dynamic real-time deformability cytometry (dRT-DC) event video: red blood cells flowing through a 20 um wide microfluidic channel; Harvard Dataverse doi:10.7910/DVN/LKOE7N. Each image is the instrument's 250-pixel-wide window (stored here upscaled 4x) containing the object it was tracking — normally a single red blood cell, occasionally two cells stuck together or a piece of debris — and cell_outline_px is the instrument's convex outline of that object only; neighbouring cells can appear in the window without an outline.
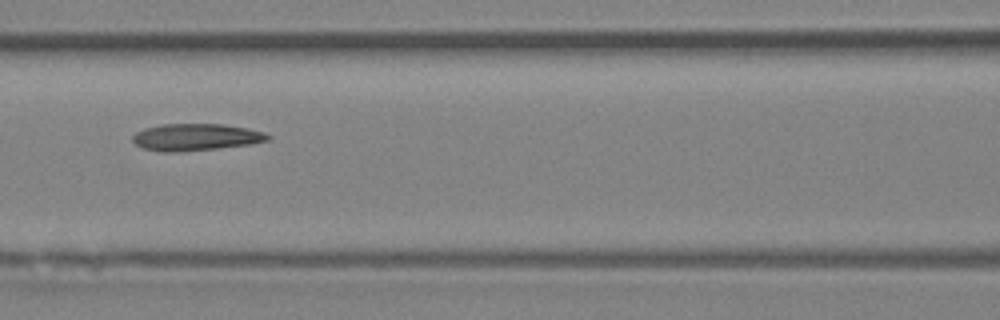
{"species": "Egyptian fruit bat (a non-hibernating species)", "species_latin": "Rousettus aegyptiacus", "temperature_condition": "room temperature", "stored_images_in_passage": 8, "camera_frame_rate_fps": 3000, "um_per_image_px": 0.085, "animal": {"sex": "female"}, "frame": {"image": 1, "passage_image": 7, "time_ms": 7.667, "image_size_px": [1000, 320], "cell_outline_px": [[272, 136], [268, 140], [248, 144], [216, 148], [180, 152], [160, 152], [144, 148], [136, 144], [132, 140], [132, 136], [136, 132], [144, 128], [164, 124], [224, 124], [248, 128], [264, 132]], "centroid_in_image_um": [16.63, 11.65], "position_along_channel_um": 150.0, "area_um2": 21.15}}
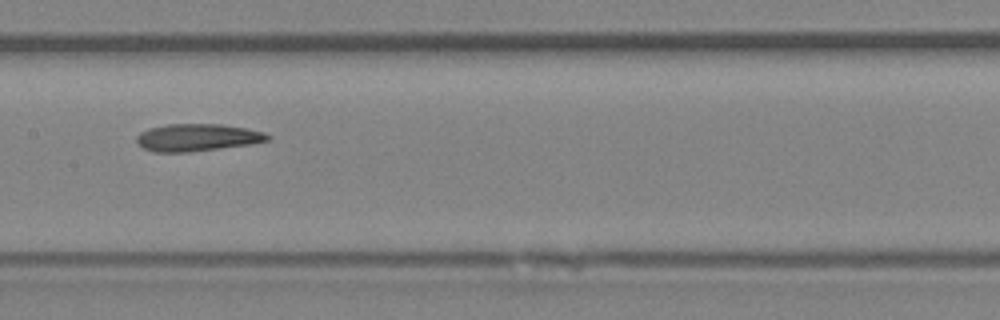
{"frame": {"image": 2, "passage_image": 8, "time_ms": 8.667, "image_size_px": [1000, 320], "cell_outline_px": [[272, 136], [268, 140], [252, 144], [188, 152], [156, 152], [144, 148], [136, 144], [136, 136], [140, 132], [148, 128], [168, 124], [220, 124], [244, 128], [264, 132]], "centroid_in_image_um": [16.74, 11.68], "position_along_channel_um": 190.7, "area_um2": 20.87}}